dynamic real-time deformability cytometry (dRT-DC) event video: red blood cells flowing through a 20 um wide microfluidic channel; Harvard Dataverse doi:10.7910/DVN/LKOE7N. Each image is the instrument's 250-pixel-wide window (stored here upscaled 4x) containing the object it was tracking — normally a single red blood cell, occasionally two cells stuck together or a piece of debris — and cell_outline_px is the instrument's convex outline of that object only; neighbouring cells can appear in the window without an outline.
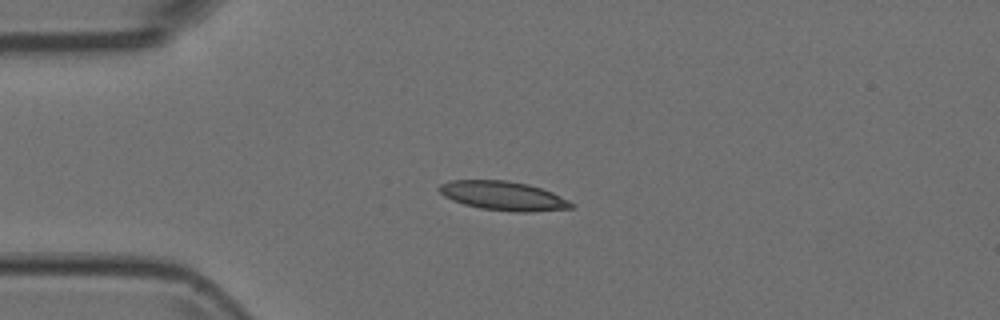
{"species": "Egyptian fruit bat (a non-hibernating species)", "species_latin": "Rousettus aegyptiacus", "temperature_condition": "room temperature", "stored_images_in_passage": 5, "camera_frame_rate_fps": 3000, "um_per_image_px": 0.085, "animal": {"sex": "female"}, "frame": {"image": 1, "passage_image": 3, "time_ms": 0.667, "image_size_px": [1000, 320], "cell_outline_px": [[576, 204], [572, 208], [532, 212], [512, 212], [480, 208], [464, 204], [452, 200], [444, 196], [436, 188], [440, 184], [452, 180], [508, 180], [528, 184], [552, 192]], "centroid_in_image_um": [42.77, 16.65], "position_along_channel_um": 42.2, "area_um2": 22.48}}
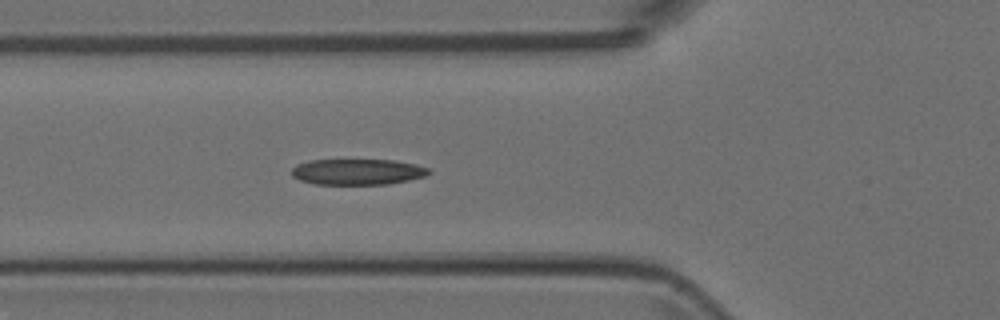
{"frame": {"image": 2, "passage_image": 5, "time_ms": 1.333, "image_size_px": [1000, 320], "cell_outline_px": [[432, 172], [424, 176], [408, 180], [388, 184], [316, 184], [300, 180], [292, 176], [292, 168], [296, 164], [308, 160], [392, 160], [416, 164], [428, 168]], "centroid_in_image_um": [30.37, 14.6], "position_along_channel_um": 95.4, "area_um2": 20.63}}